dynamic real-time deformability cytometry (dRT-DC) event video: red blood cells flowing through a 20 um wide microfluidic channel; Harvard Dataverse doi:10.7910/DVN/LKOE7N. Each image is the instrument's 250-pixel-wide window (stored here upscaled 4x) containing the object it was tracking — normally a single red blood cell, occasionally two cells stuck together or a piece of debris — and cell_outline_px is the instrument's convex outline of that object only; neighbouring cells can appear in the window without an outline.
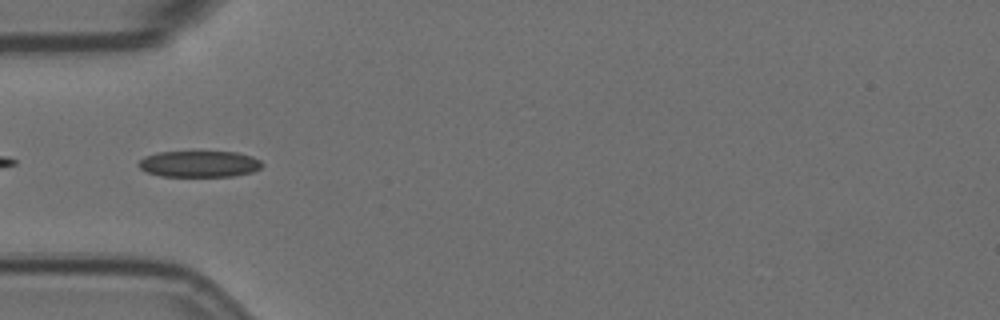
{"species": "Egyptian fruit bat (a non-hibernating species)", "species_latin": "Rousettus aegyptiacus", "temperature_condition": "room temperature", "stored_images_in_passage": 39, "camera_frame_rate_fps": 3000, "um_per_image_px": 0.085, "animal": {"sex": "female"}, "frame": {"image": 1, "passage_image": 2, "time_ms": 0.333, "image_size_px": [1000, 320], "cell_outline_px": [[264, 164], [260, 168], [252, 172], [232, 176], [160, 176], [148, 172], [140, 168], [136, 164], [144, 156], [156, 152], [236, 152], [252, 156], [260, 160]], "centroid_in_image_um": [16.93, 13.93], "position_along_channel_um": 68.1, "area_um2": 18.96}}
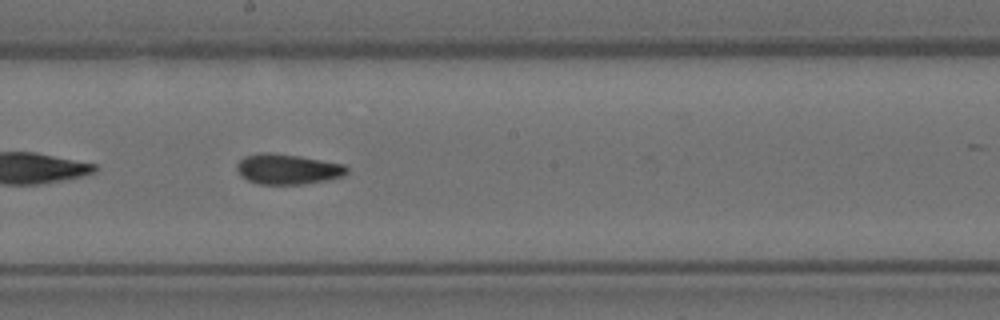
{"frame": {"image": 2, "passage_image": 15, "time_ms": 4.667, "image_size_px": [1000, 320], "cell_outline_px": [[348, 172], [340, 176], [324, 180], [304, 184], [260, 184], [248, 180], [240, 176], [236, 168], [236, 164], [244, 156], [260, 152], [272, 152], [300, 156], [344, 164], [348, 168]], "centroid_in_image_um": [24.4, 14.36], "position_along_channel_um": 223.8, "area_um2": 19.42}}
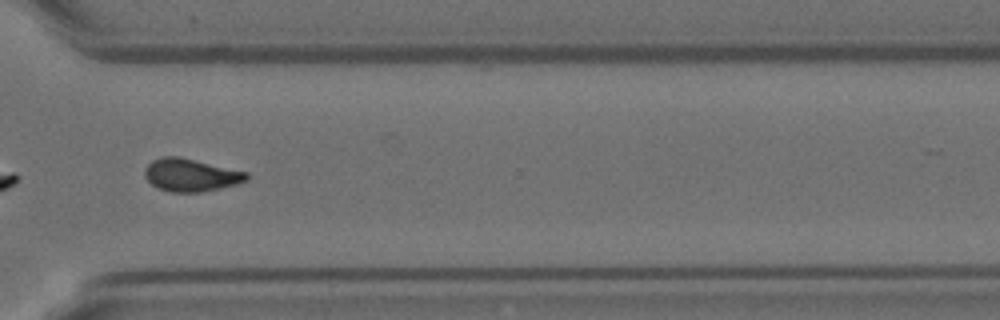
{"frame": {"image": 3, "passage_image": 26, "time_ms": 8.333, "image_size_px": [1000, 320], "cell_outline_px": [[248, 180], [236, 184], [220, 188], [200, 192], [172, 192], [156, 188], [144, 176], [144, 168], [152, 160], [160, 156], [180, 156], [248, 172]], "centroid_in_image_um": [16.2, 14.86], "position_along_channel_um": 354.4, "area_um2": 19.59}}